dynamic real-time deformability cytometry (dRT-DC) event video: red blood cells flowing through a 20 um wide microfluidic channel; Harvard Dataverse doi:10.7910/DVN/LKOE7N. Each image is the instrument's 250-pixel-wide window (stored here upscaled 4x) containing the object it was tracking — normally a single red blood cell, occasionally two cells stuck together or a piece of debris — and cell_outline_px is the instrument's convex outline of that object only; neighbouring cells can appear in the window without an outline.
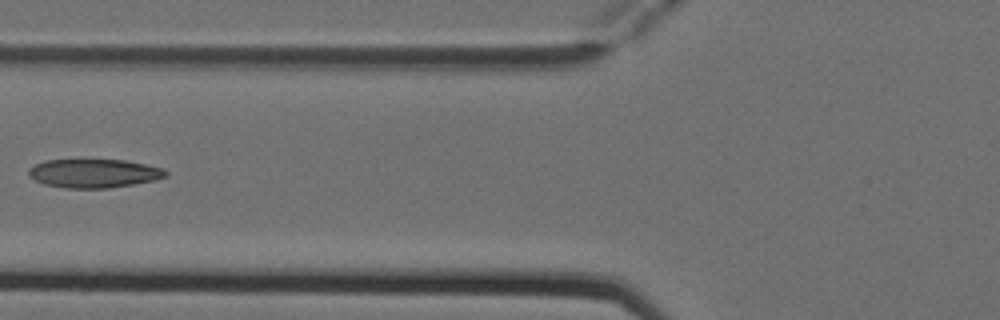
{"species": "Egyptian fruit bat (a non-hibernating species)", "species_latin": "Rousettus aegyptiacus", "temperature_condition": "cold", "stored_images_in_passage": 5, "camera_frame_rate_fps": 3000, "um_per_image_px": 0.085, "animal": {"sex": "female"}, "frame": {"image": 1, "passage_image": 5, "time_ms": 1.333, "image_size_px": [1000, 320], "cell_outline_px": [[168, 172], [164, 176], [156, 180], [108, 188], [64, 188], [44, 184], [28, 176], [28, 168], [44, 160], [124, 160], [164, 168]], "centroid_in_image_um": [7.96, 14.73], "position_along_channel_um": 117.8, "area_um2": 22.83}}